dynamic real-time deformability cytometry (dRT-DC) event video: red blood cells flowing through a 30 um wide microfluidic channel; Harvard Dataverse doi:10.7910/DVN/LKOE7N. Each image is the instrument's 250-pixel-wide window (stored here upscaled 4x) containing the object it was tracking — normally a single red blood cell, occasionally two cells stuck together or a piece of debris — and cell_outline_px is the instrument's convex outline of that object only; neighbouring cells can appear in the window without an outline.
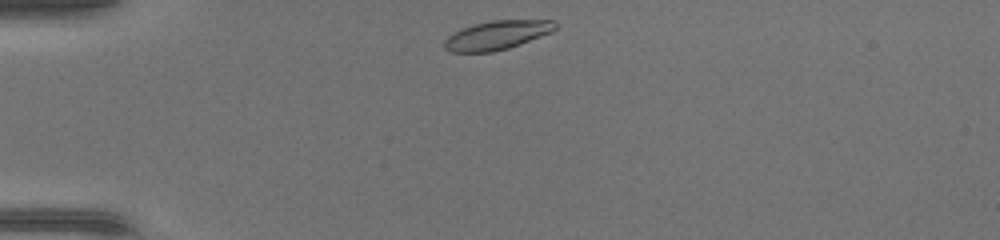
{"species": "common noctule bat (a hibernating species)", "species_latin": "Nyctalus noctula", "temperature_condition": "warm", "stored_images_in_passage": 35, "camera_frame_rate_fps": 3000, "um_per_image_px": 0.085, "animal": {"sex": "female", "body_mass_g": 17.0, "forearm_length_mm": 48.0}, "frame": {"image": 1, "passage_image": 1, "time_ms": 0.0, "image_size_px": [1000, 240], "cell_outline_px": [[556, 28], [552, 32], [520, 44], [508, 48], [492, 52], [452, 52], [444, 48], [444, 40], [448, 36], [460, 28], [472, 24], [492, 20], [552, 20], [556, 24]], "centroid_in_image_um": [42.22, 2.98], "position_along_channel_um": 42.8, "area_um2": 18.73}}
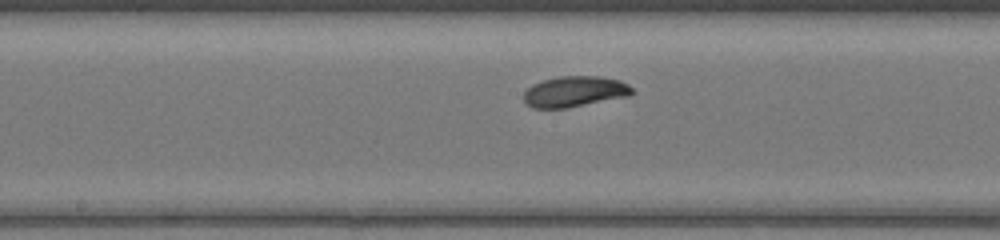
{"frame": {"image": 2, "passage_image": 14, "time_ms": 4.333, "image_size_px": [1000, 240], "cell_outline_px": [[632, 92], [628, 96], [568, 108], [532, 108], [524, 100], [524, 92], [532, 84], [556, 76], [600, 76], [620, 80], [628, 84], [632, 88]], "centroid_in_image_um": [48.84, 7.78], "position_along_channel_um": 199.4, "area_um2": 19.42}}
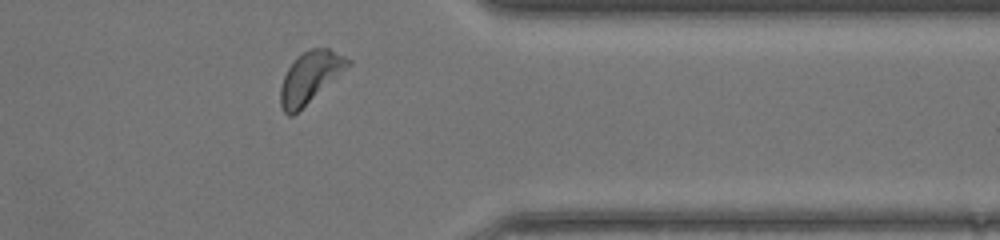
{"frame": {"image": 3, "passage_image": 27, "time_ms": 8.667, "image_size_px": [1000, 240], "cell_outline_px": [[352, 64], [292, 116], [288, 116], [284, 112], [280, 104], [280, 88], [284, 76], [288, 68], [308, 48], [328, 48], [352, 60]], "centroid_in_image_um": [26.36, 6.56], "position_along_channel_um": 385.0, "area_um2": 19.65}}